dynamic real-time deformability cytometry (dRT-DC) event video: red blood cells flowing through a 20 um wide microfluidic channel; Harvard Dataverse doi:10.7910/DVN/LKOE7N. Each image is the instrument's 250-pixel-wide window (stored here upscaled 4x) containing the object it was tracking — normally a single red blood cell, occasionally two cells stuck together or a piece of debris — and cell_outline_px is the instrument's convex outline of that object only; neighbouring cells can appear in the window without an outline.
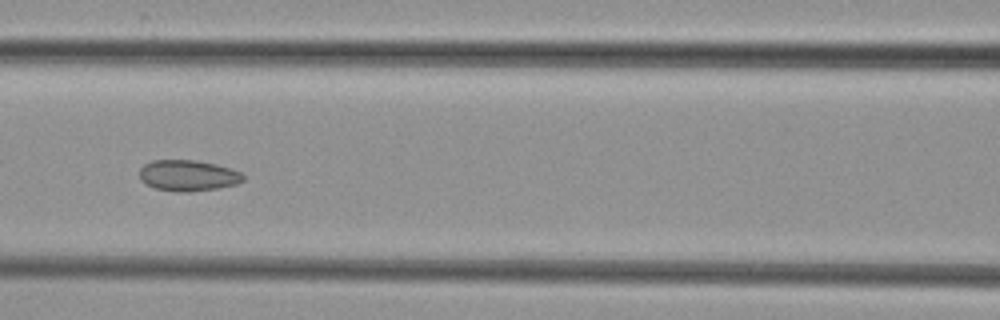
{"species": "common noctule bat (a hibernating species)", "species_latin": "Nyctalus noctula", "temperature_condition": "cold", "stored_images_in_passage": 8, "camera_frame_rate_fps": 3000, "um_per_image_px": 0.085, "animal": {"sex": "female", "body_mass_g": 29.2, "forearm_length_mm": 56.3}, "frame": {"image": 1, "passage_image": 8, "time_ms": 8.333, "image_size_px": [1000, 320], "cell_outline_px": [[244, 180], [236, 184], [216, 188], [188, 192], [176, 192], [156, 188], [140, 180], [140, 168], [144, 164], [152, 160], [196, 160], [216, 164], [240, 172], [244, 176]], "centroid_in_image_um": [15.96, 14.91], "position_along_channel_um": 150.6, "area_um2": 18.61}}